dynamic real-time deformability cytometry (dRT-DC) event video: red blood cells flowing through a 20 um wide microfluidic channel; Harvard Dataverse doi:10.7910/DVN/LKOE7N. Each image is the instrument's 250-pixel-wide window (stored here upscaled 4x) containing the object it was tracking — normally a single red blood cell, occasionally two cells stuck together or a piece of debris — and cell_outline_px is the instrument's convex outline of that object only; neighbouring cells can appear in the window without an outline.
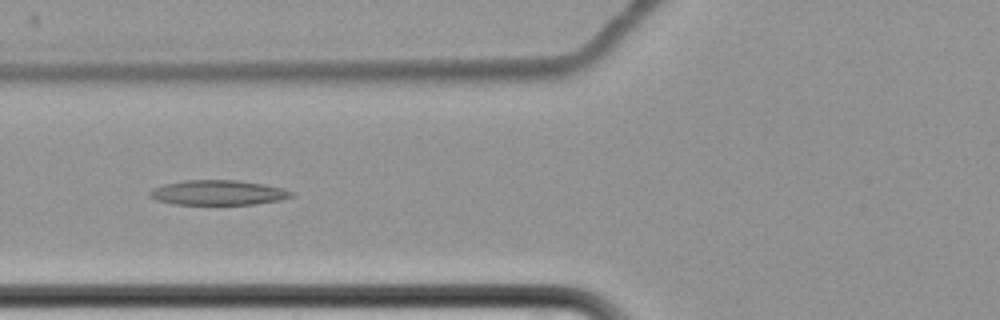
{"species": "common noctule bat (a hibernating species)", "species_latin": "Nyctalus noctula", "temperature_condition": "cold", "stored_images_in_passage": 6, "camera_frame_rate_fps": 3000, "um_per_image_px": 0.085, "animal": {"sex": "female", "body_mass_g": 22.7, "forearm_length_mm": 54.2}, "frame": {"image": 1, "passage_image": 2, "time_ms": 1.667, "image_size_px": [1000, 320], "cell_outline_px": [[296, 196], [280, 200], [256, 204], [172, 204], [156, 200], [148, 196], [148, 192], [152, 188], [164, 184], [184, 180], [236, 180], [264, 184], [284, 188], [296, 192]], "centroid_in_image_um": [18.57, 16.37], "position_along_channel_um": 107.2, "area_um2": 20.81}}
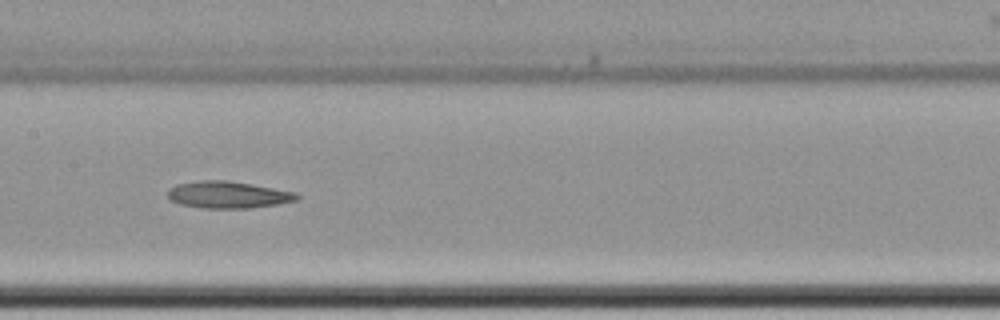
{"frame": {"image": 2, "passage_image": 4, "time_ms": 4.0, "image_size_px": [1000, 320], "cell_outline_px": [[300, 196], [296, 200], [276, 204], [248, 208], [200, 208], [180, 204], [168, 200], [168, 188], [176, 184], [200, 180], [228, 180], [252, 184], [296, 192]], "centroid_in_image_um": [19.33, 16.55], "position_along_channel_um": 188.1, "area_um2": 20.35}}
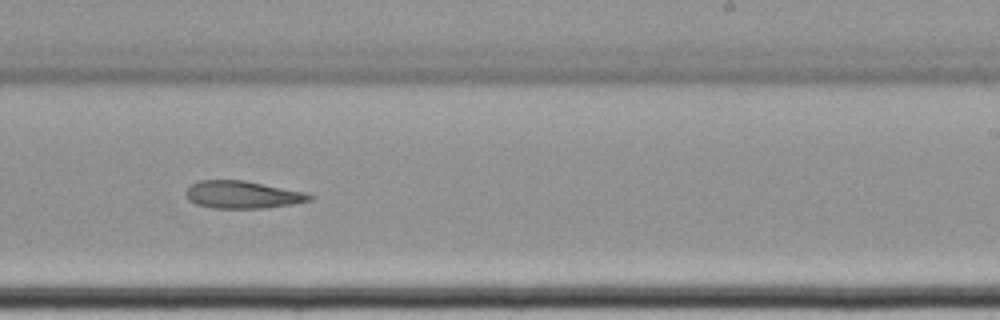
{"frame": {"image": 3, "passage_image": 6, "time_ms": 6.333, "image_size_px": [1000, 320], "cell_outline_px": [[312, 200], [292, 204], [264, 208], [212, 208], [196, 204], [188, 200], [184, 192], [192, 184], [200, 180], [244, 180], [304, 192], [312, 196]], "centroid_in_image_um": [20.57, 16.55], "position_along_channel_um": 268.4, "area_um2": 19.71}}